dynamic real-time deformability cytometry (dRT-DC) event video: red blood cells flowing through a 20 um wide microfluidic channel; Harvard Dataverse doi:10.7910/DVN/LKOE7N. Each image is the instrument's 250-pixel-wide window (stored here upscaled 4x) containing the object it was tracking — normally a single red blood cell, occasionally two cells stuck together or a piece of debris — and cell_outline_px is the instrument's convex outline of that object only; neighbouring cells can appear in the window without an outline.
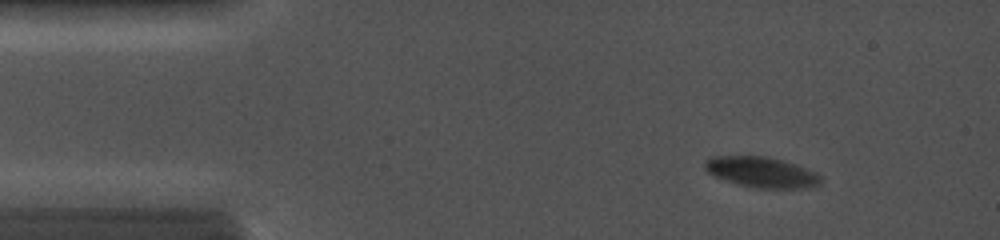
{"species": "common noctule bat (a hibernating species)", "species_latin": "Nyctalus noctula", "temperature_condition": "cold", "stored_images_in_passage": 56, "camera_frame_rate_fps": 5000, "um_per_image_px": 0.085, "animal": {"sex": "female", "body_mass_g": 19.0, "forearm_length_mm": 56.7}, "frame": {"image": 1, "passage_image": 4, "time_ms": 1.0, "image_size_px": [1000, 240], "cell_outline_px": [[820, 184], [800, 188], [756, 188], [736, 184], [724, 180], [708, 172], [704, 168], [704, 160], [712, 156], [764, 156], [780, 160], [804, 168], [820, 176]], "centroid_in_image_um": [64.63, 14.63], "position_along_channel_um": 20.4, "area_um2": 20.23}}
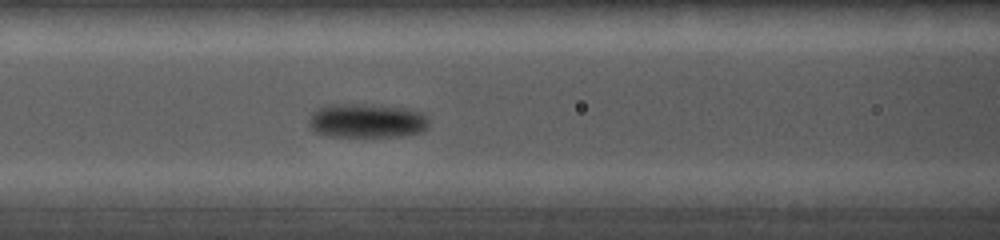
{"frame": {"image": 2, "passage_image": 28, "time_ms": 5.4, "image_size_px": [1000, 240], "cell_outline_px": [[428, 128], [424, 132], [404, 136], [364, 140], [324, 136], [308, 128], [308, 120], [312, 112], [316, 108], [328, 104], [364, 104], [404, 108], [420, 112], [428, 116]], "centroid_in_image_um": [31.14, 10.33], "position_along_channel_um": 135.5, "area_um2": 25.43}}
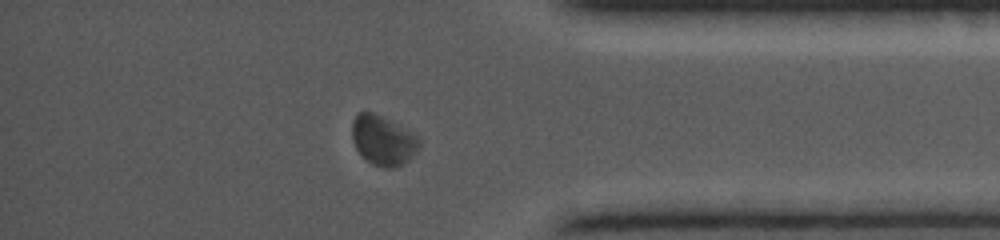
{"frame": {"image": 3, "passage_image": 46, "time_ms": 11.8, "image_size_px": [1000, 240], "cell_outline_px": [[420, 144], [416, 152], [404, 164], [392, 168], [388, 168], [372, 164], [356, 148], [352, 140], [352, 120], [360, 112], [372, 112], [400, 124], [420, 136]], "centroid_in_image_um": [32.6, 11.91], "position_along_channel_um": 402.6, "area_um2": 19.54}}